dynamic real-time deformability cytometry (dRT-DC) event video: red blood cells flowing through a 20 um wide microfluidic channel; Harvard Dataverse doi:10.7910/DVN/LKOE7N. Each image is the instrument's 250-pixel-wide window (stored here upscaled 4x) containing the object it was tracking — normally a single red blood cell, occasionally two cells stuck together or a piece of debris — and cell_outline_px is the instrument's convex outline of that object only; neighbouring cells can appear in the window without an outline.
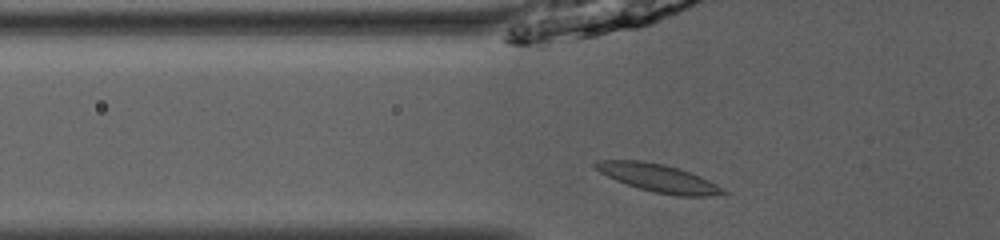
{"species": "common noctule bat (a hibernating species)", "species_latin": "Nyctalus noctula", "temperature_condition": "room temperature", "stored_images_in_passage": 34, "camera_frame_rate_fps": 3000, "um_per_image_px": 0.085, "animal": {"sex": "male", "body_mass_g": 13.0, "forearm_length_mm": 53.1}, "frame": {"image": 1, "passage_image": 2, "time_ms": 0.333, "image_size_px": [1000, 240], "cell_outline_px": [[728, 196], [680, 196], [652, 192], [616, 180], [592, 168], [592, 164], [596, 160], [644, 160], [664, 164], [680, 168], [692, 172], [724, 188], [728, 192]], "centroid_in_image_um": [56.01, 15.13], "position_along_channel_um": 69.8, "area_um2": 21.15}}
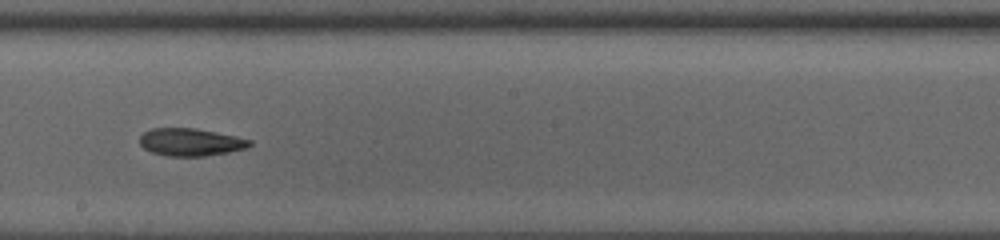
{"frame": {"image": 2, "passage_image": 14, "time_ms": 4.333, "image_size_px": [1000, 240], "cell_outline_px": [[252, 144], [248, 148], [228, 152], [204, 156], [168, 156], [152, 152], [144, 148], [140, 144], [140, 136], [144, 132], [152, 128], [196, 128], [236, 136], [252, 140]], "centroid_in_image_um": [16.22, 12.08], "position_along_channel_um": 232.0, "area_um2": 17.69}}
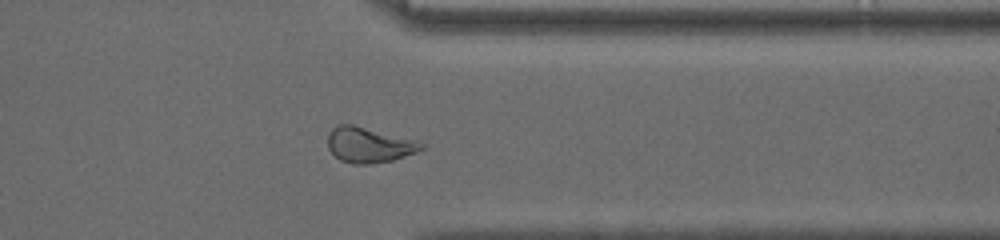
{"frame": {"image": 3, "passage_image": 25, "time_ms": 8.0, "image_size_px": [1000, 240], "cell_outline_px": [[424, 148], [416, 152], [392, 160], [368, 164], [352, 164], [340, 160], [328, 148], [328, 136], [332, 128], [340, 124], [352, 124], [416, 140], [424, 144]], "centroid_in_image_um": [31.35, 12.32], "position_along_channel_um": 380.0, "area_um2": 19.07}, "authors_computed_cell_mechanics": {"area_um2": 19.0162, "velocity_mm_per_s": 4.0602, "shape_relaxation_time_tau1_ms": null, "shape_relaxation_time_tau2_ms": 3.3049, "deformation_change_tau1": null, "deformation_change_tau2": 0.1022}}